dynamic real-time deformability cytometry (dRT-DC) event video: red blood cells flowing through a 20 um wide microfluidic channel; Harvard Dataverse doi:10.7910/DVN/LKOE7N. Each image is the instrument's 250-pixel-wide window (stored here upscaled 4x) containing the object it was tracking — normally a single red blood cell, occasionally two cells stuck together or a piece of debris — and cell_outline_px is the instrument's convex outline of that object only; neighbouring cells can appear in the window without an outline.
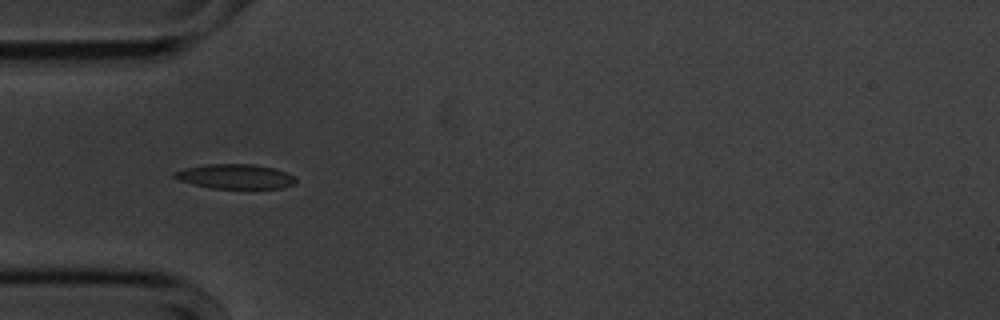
{"species": "common noctule bat (a hibernating species)", "species_latin": "Nyctalus noctula", "temperature_condition": "cold", "stored_images_in_passage": 40, "camera_frame_rate_fps": 3000, "um_per_image_px": 0.085, "animal": {"sex": "male", "body_mass_g": 20.1, "forearm_length_mm": 53.5}, "frame": {"image": 1, "passage_image": 1, "time_ms": 0.0, "image_size_px": [1000, 320], "cell_outline_px": [[296, 180], [292, 184], [284, 188], [212, 188], [180, 180], [172, 176], [172, 172], [188, 168], [208, 164], [252, 164], [272, 168], [284, 172], [292, 176]], "centroid_in_image_um": [19.98, 15.0], "position_along_channel_um": 65.0, "area_um2": 16.94}}
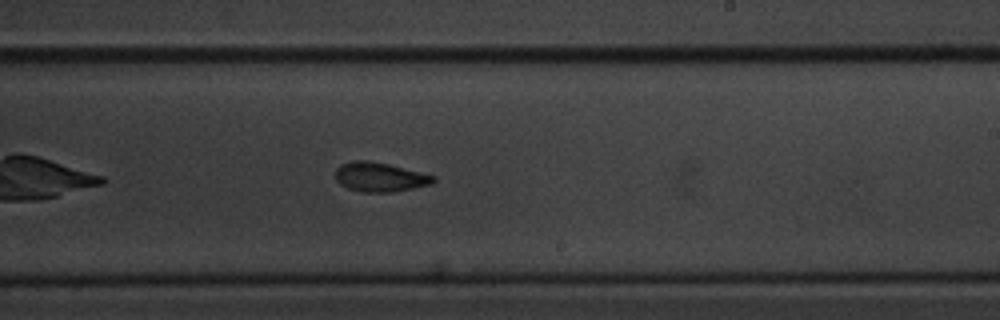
{"frame": {"image": 2, "passage_image": 17, "time_ms": 5.333, "image_size_px": [1000, 320], "cell_outline_px": [[436, 180], [432, 184], [392, 192], [364, 192], [348, 188], [340, 184], [336, 180], [336, 168], [340, 164], [352, 160], [368, 160], [388, 164], [436, 176]], "centroid_in_image_um": [32.27, 15.04], "position_along_channel_um": 256.7, "area_um2": 16.7}}
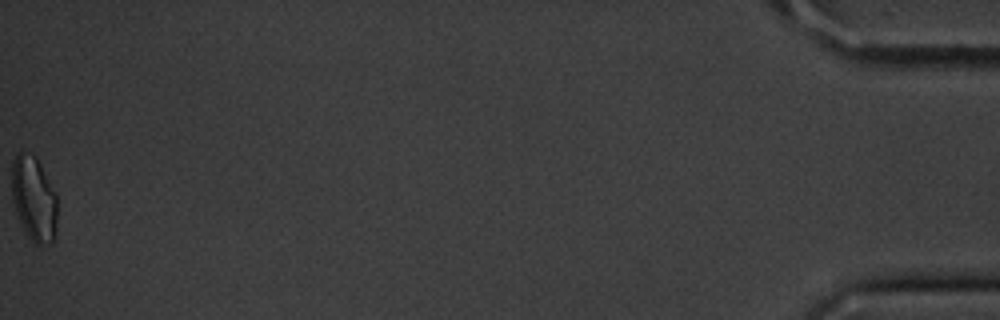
{"frame": {"image": 3, "passage_image": 40, "time_ms": 13.0, "image_size_px": [1000, 320], "cell_outline_px": [[56, 236], [52, 244], [40, 248], [24, 232], [16, 212], [12, 200], [12, 160], [16, 152], [20, 148], [36, 156], [56, 192]], "centroid_in_image_um": [2.88, 16.89], "position_along_channel_um": 432.3, "area_um2": 23.24}, "authors_computed_cell_mechanics": {"area_um2": 16.9932, "velocity_mm_per_s": 3.5908, "shape_relaxation_time_tau1_ms": 3.0038, "shape_relaxation_time_tau2_ms": 2.9366, "deformation_change_tau1": 0.1259, "deformation_change_tau2": 0.0777}}